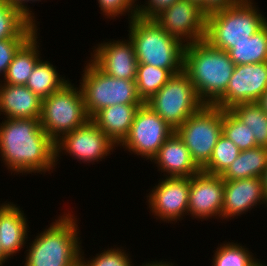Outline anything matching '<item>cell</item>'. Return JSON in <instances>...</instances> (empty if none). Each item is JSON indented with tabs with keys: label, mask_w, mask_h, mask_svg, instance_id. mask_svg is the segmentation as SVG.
Listing matches in <instances>:
<instances>
[{
	"label": "cell",
	"mask_w": 267,
	"mask_h": 266,
	"mask_svg": "<svg viewBox=\"0 0 267 266\" xmlns=\"http://www.w3.org/2000/svg\"><path fill=\"white\" fill-rule=\"evenodd\" d=\"M85 64L79 86L90 118L107 106L143 104L137 94L135 81L108 76L91 60H87Z\"/></svg>",
	"instance_id": "cell-6"
},
{
	"label": "cell",
	"mask_w": 267,
	"mask_h": 266,
	"mask_svg": "<svg viewBox=\"0 0 267 266\" xmlns=\"http://www.w3.org/2000/svg\"><path fill=\"white\" fill-rule=\"evenodd\" d=\"M138 266V265H137ZM140 266H175L174 265V263H172L171 261H164V260H162V261H157L156 259H155V261H149V262H144V263H142V265H140Z\"/></svg>",
	"instance_id": "cell-39"
},
{
	"label": "cell",
	"mask_w": 267,
	"mask_h": 266,
	"mask_svg": "<svg viewBox=\"0 0 267 266\" xmlns=\"http://www.w3.org/2000/svg\"><path fill=\"white\" fill-rule=\"evenodd\" d=\"M222 123L223 109L204 104L175 130L200 169L211 158L213 149L222 135Z\"/></svg>",
	"instance_id": "cell-9"
},
{
	"label": "cell",
	"mask_w": 267,
	"mask_h": 266,
	"mask_svg": "<svg viewBox=\"0 0 267 266\" xmlns=\"http://www.w3.org/2000/svg\"><path fill=\"white\" fill-rule=\"evenodd\" d=\"M174 132L155 111L143 103L135 115L129 134L119 147L151 161Z\"/></svg>",
	"instance_id": "cell-10"
},
{
	"label": "cell",
	"mask_w": 267,
	"mask_h": 266,
	"mask_svg": "<svg viewBox=\"0 0 267 266\" xmlns=\"http://www.w3.org/2000/svg\"><path fill=\"white\" fill-rule=\"evenodd\" d=\"M19 9L0 0V40L30 39L40 28Z\"/></svg>",
	"instance_id": "cell-24"
},
{
	"label": "cell",
	"mask_w": 267,
	"mask_h": 266,
	"mask_svg": "<svg viewBox=\"0 0 267 266\" xmlns=\"http://www.w3.org/2000/svg\"><path fill=\"white\" fill-rule=\"evenodd\" d=\"M146 1V0H145ZM143 4L137 2V16L146 19H153L162 10L170 7L178 0H147ZM139 4V5H138Z\"/></svg>",
	"instance_id": "cell-35"
},
{
	"label": "cell",
	"mask_w": 267,
	"mask_h": 266,
	"mask_svg": "<svg viewBox=\"0 0 267 266\" xmlns=\"http://www.w3.org/2000/svg\"><path fill=\"white\" fill-rule=\"evenodd\" d=\"M11 6L19 9L27 18H29L34 24L38 25L39 22L36 20L34 11L28 6V3H39L41 0H6ZM29 7V8H28Z\"/></svg>",
	"instance_id": "cell-36"
},
{
	"label": "cell",
	"mask_w": 267,
	"mask_h": 266,
	"mask_svg": "<svg viewBox=\"0 0 267 266\" xmlns=\"http://www.w3.org/2000/svg\"><path fill=\"white\" fill-rule=\"evenodd\" d=\"M253 255L249 248L242 246L240 242L225 241L218 244L211 264L212 266H251L258 259Z\"/></svg>",
	"instance_id": "cell-29"
},
{
	"label": "cell",
	"mask_w": 267,
	"mask_h": 266,
	"mask_svg": "<svg viewBox=\"0 0 267 266\" xmlns=\"http://www.w3.org/2000/svg\"><path fill=\"white\" fill-rule=\"evenodd\" d=\"M37 31L15 54L2 83L26 85L28 78L41 57L39 35ZM38 40V41H37Z\"/></svg>",
	"instance_id": "cell-22"
},
{
	"label": "cell",
	"mask_w": 267,
	"mask_h": 266,
	"mask_svg": "<svg viewBox=\"0 0 267 266\" xmlns=\"http://www.w3.org/2000/svg\"><path fill=\"white\" fill-rule=\"evenodd\" d=\"M240 152L241 150L231 140L221 135L213 149L209 162L201 170L221 176L239 156Z\"/></svg>",
	"instance_id": "cell-30"
},
{
	"label": "cell",
	"mask_w": 267,
	"mask_h": 266,
	"mask_svg": "<svg viewBox=\"0 0 267 266\" xmlns=\"http://www.w3.org/2000/svg\"><path fill=\"white\" fill-rule=\"evenodd\" d=\"M173 74L163 68H157L148 64H138L136 72V89L143 103L157 93Z\"/></svg>",
	"instance_id": "cell-28"
},
{
	"label": "cell",
	"mask_w": 267,
	"mask_h": 266,
	"mask_svg": "<svg viewBox=\"0 0 267 266\" xmlns=\"http://www.w3.org/2000/svg\"><path fill=\"white\" fill-rule=\"evenodd\" d=\"M208 12L191 0H178L153 19L184 46L205 38Z\"/></svg>",
	"instance_id": "cell-11"
},
{
	"label": "cell",
	"mask_w": 267,
	"mask_h": 266,
	"mask_svg": "<svg viewBox=\"0 0 267 266\" xmlns=\"http://www.w3.org/2000/svg\"><path fill=\"white\" fill-rule=\"evenodd\" d=\"M265 204L267 196L262 178H244L240 180L224 181V198L222 220H231L254 210L258 205Z\"/></svg>",
	"instance_id": "cell-17"
},
{
	"label": "cell",
	"mask_w": 267,
	"mask_h": 266,
	"mask_svg": "<svg viewBox=\"0 0 267 266\" xmlns=\"http://www.w3.org/2000/svg\"><path fill=\"white\" fill-rule=\"evenodd\" d=\"M101 14L106 19H117L128 15V21L137 16L138 0H97Z\"/></svg>",
	"instance_id": "cell-33"
},
{
	"label": "cell",
	"mask_w": 267,
	"mask_h": 266,
	"mask_svg": "<svg viewBox=\"0 0 267 266\" xmlns=\"http://www.w3.org/2000/svg\"><path fill=\"white\" fill-rule=\"evenodd\" d=\"M124 247L115 246L107 248L95 254V257L86 258L88 266H135L132 256H129Z\"/></svg>",
	"instance_id": "cell-32"
},
{
	"label": "cell",
	"mask_w": 267,
	"mask_h": 266,
	"mask_svg": "<svg viewBox=\"0 0 267 266\" xmlns=\"http://www.w3.org/2000/svg\"><path fill=\"white\" fill-rule=\"evenodd\" d=\"M189 191L190 178L161 176L146 196L150 213L160 222L173 224L184 220L188 215Z\"/></svg>",
	"instance_id": "cell-13"
},
{
	"label": "cell",
	"mask_w": 267,
	"mask_h": 266,
	"mask_svg": "<svg viewBox=\"0 0 267 266\" xmlns=\"http://www.w3.org/2000/svg\"><path fill=\"white\" fill-rule=\"evenodd\" d=\"M117 147L91 120L85 125L66 133L55 142L56 165L61 154H69L72 159L80 163L95 164L107 156Z\"/></svg>",
	"instance_id": "cell-12"
},
{
	"label": "cell",
	"mask_w": 267,
	"mask_h": 266,
	"mask_svg": "<svg viewBox=\"0 0 267 266\" xmlns=\"http://www.w3.org/2000/svg\"><path fill=\"white\" fill-rule=\"evenodd\" d=\"M42 99L25 85L0 83V116L8 119H40Z\"/></svg>",
	"instance_id": "cell-20"
},
{
	"label": "cell",
	"mask_w": 267,
	"mask_h": 266,
	"mask_svg": "<svg viewBox=\"0 0 267 266\" xmlns=\"http://www.w3.org/2000/svg\"><path fill=\"white\" fill-rule=\"evenodd\" d=\"M199 5H201L206 10V0H191Z\"/></svg>",
	"instance_id": "cell-43"
},
{
	"label": "cell",
	"mask_w": 267,
	"mask_h": 266,
	"mask_svg": "<svg viewBox=\"0 0 267 266\" xmlns=\"http://www.w3.org/2000/svg\"><path fill=\"white\" fill-rule=\"evenodd\" d=\"M152 162L156 164L158 171L164 173V177L190 178L201 170L176 132L164 142Z\"/></svg>",
	"instance_id": "cell-19"
},
{
	"label": "cell",
	"mask_w": 267,
	"mask_h": 266,
	"mask_svg": "<svg viewBox=\"0 0 267 266\" xmlns=\"http://www.w3.org/2000/svg\"><path fill=\"white\" fill-rule=\"evenodd\" d=\"M22 209L14 202L0 203V248L9 260L19 254L30 239L29 221Z\"/></svg>",
	"instance_id": "cell-18"
},
{
	"label": "cell",
	"mask_w": 267,
	"mask_h": 266,
	"mask_svg": "<svg viewBox=\"0 0 267 266\" xmlns=\"http://www.w3.org/2000/svg\"><path fill=\"white\" fill-rule=\"evenodd\" d=\"M249 126L239 121L229 110H223L222 135L231 140L241 151L257 147Z\"/></svg>",
	"instance_id": "cell-31"
},
{
	"label": "cell",
	"mask_w": 267,
	"mask_h": 266,
	"mask_svg": "<svg viewBox=\"0 0 267 266\" xmlns=\"http://www.w3.org/2000/svg\"><path fill=\"white\" fill-rule=\"evenodd\" d=\"M90 60L108 76L135 81L138 61L129 38L107 40L93 46Z\"/></svg>",
	"instance_id": "cell-16"
},
{
	"label": "cell",
	"mask_w": 267,
	"mask_h": 266,
	"mask_svg": "<svg viewBox=\"0 0 267 266\" xmlns=\"http://www.w3.org/2000/svg\"><path fill=\"white\" fill-rule=\"evenodd\" d=\"M259 259H257L251 266H267L264 263H261Z\"/></svg>",
	"instance_id": "cell-44"
},
{
	"label": "cell",
	"mask_w": 267,
	"mask_h": 266,
	"mask_svg": "<svg viewBox=\"0 0 267 266\" xmlns=\"http://www.w3.org/2000/svg\"><path fill=\"white\" fill-rule=\"evenodd\" d=\"M128 38L132 42L138 64L169 70H183L185 46L171 37L154 19L133 17L128 21Z\"/></svg>",
	"instance_id": "cell-4"
},
{
	"label": "cell",
	"mask_w": 267,
	"mask_h": 266,
	"mask_svg": "<svg viewBox=\"0 0 267 266\" xmlns=\"http://www.w3.org/2000/svg\"><path fill=\"white\" fill-rule=\"evenodd\" d=\"M3 119L0 123L1 163L13 175L51 174L56 166L55 142L41 127L40 119Z\"/></svg>",
	"instance_id": "cell-1"
},
{
	"label": "cell",
	"mask_w": 267,
	"mask_h": 266,
	"mask_svg": "<svg viewBox=\"0 0 267 266\" xmlns=\"http://www.w3.org/2000/svg\"><path fill=\"white\" fill-rule=\"evenodd\" d=\"M257 103L262 107V109L267 113V90L261 95Z\"/></svg>",
	"instance_id": "cell-40"
},
{
	"label": "cell",
	"mask_w": 267,
	"mask_h": 266,
	"mask_svg": "<svg viewBox=\"0 0 267 266\" xmlns=\"http://www.w3.org/2000/svg\"><path fill=\"white\" fill-rule=\"evenodd\" d=\"M229 111L243 124L248 125L256 146L267 148V113L257 102L240 103Z\"/></svg>",
	"instance_id": "cell-26"
},
{
	"label": "cell",
	"mask_w": 267,
	"mask_h": 266,
	"mask_svg": "<svg viewBox=\"0 0 267 266\" xmlns=\"http://www.w3.org/2000/svg\"><path fill=\"white\" fill-rule=\"evenodd\" d=\"M9 259L4 255V253L2 252L1 248H0V266H5L3 264L7 263Z\"/></svg>",
	"instance_id": "cell-42"
},
{
	"label": "cell",
	"mask_w": 267,
	"mask_h": 266,
	"mask_svg": "<svg viewBox=\"0 0 267 266\" xmlns=\"http://www.w3.org/2000/svg\"><path fill=\"white\" fill-rule=\"evenodd\" d=\"M267 90V61L236 65L226 92L213 104L229 110L240 103L257 102Z\"/></svg>",
	"instance_id": "cell-14"
},
{
	"label": "cell",
	"mask_w": 267,
	"mask_h": 266,
	"mask_svg": "<svg viewBox=\"0 0 267 266\" xmlns=\"http://www.w3.org/2000/svg\"><path fill=\"white\" fill-rule=\"evenodd\" d=\"M141 105L116 104L96 112L90 120L118 147L129 134Z\"/></svg>",
	"instance_id": "cell-21"
},
{
	"label": "cell",
	"mask_w": 267,
	"mask_h": 266,
	"mask_svg": "<svg viewBox=\"0 0 267 266\" xmlns=\"http://www.w3.org/2000/svg\"><path fill=\"white\" fill-rule=\"evenodd\" d=\"M84 251L81 249V255L78 256L73 262H71L68 266H88L86 261V257L84 256Z\"/></svg>",
	"instance_id": "cell-38"
},
{
	"label": "cell",
	"mask_w": 267,
	"mask_h": 266,
	"mask_svg": "<svg viewBox=\"0 0 267 266\" xmlns=\"http://www.w3.org/2000/svg\"><path fill=\"white\" fill-rule=\"evenodd\" d=\"M235 66L227 51L204 39L184 48L183 70L204 104L213 105L226 92Z\"/></svg>",
	"instance_id": "cell-2"
},
{
	"label": "cell",
	"mask_w": 267,
	"mask_h": 266,
	"mask_svg": "<svg viewBox=\"0 0 267 266\" xmlns=\"http://www.w3.org/2000/svg\"><path fill=\"white\" fill-rule=\"evenodd\" d=\"M242 1L243 0H206V11L211 12L216 9L230 7Z\"/></svg>",
	"instance_id": "cell-37"
},
{
	"label": "cell",
	"mask_w": 267,
	"mask_h": 266,
	"mask_svg": "<svg viewBox=\"0 0 267 266\" xmlns=\"http://www.w3.org/2000/svg\"><path fill=\"white\" fill-rule=\"evenodd\" d=\"M223 198V178L200 170L190 177L188 216L198 221L208 220L212 216L222 220Z\"/></svg>",
	"instance_id": "cell-15"
},
{
	"label": "cell",
	"mask_w": 267,
	"mask_h": 266,
	"mask_svg": "<svg viewBox=\"0 0 267 266\" xmlns=\"http://www.w3.org/2000/svg\"><path fill=\"white\" fill-rule=\"evenodd\" d=\"M261 178H262V181H263V184H264V190H265L266 196H267V167L264 170L263 176Z\"/></svg>",
	"instance_id": "cell-41"
},
{
	"label": "cell",
	"mask_w": 267,
	"mask_h": 266,
	"mask_svg": "<svg viewBox=\"0 0 267 266\" xmlns=\"http://www.w3.org/2000/svg\"><path fill=\"white\" fill-rule=\"evenodd\" d=\"M256 4L254 0H243L208 12L204 40L212 47L227 52L234 44L246 41L267 23V17Z\"/></svg>",
	"instance_id": "cell-5"
},
{
	"label": "cell",
	"mask_w": 267,
	"mask_h": 266,
	"mask_svg": "<svg viewBox=\"0 0 267 266\" xmlns=\"http://www.w3.org/2000/svg\"><path fill=\"white\" fill-rule=\"evenodd\" d=\"M267 167V148L255 147L242 150L228 169L221 175L224 181L244 178H261Z\"/></svg>",
	"instance_id": "cell-23"
},
{
	"label": "cell",
	"mask_w": 267,
	"mask_h": 266,
	"mask_svg": "<svg viewBox=\"0 0 267 266\" xmlns=\"http://www.w3.org/2000/svg\"><path fill=\"white\" fill-rule=\"evenodd\" d=\"M228 53L235 65L266 62L267 23L246 41L234 44Z\"/></svg>",
	"instance_id": "cell-27"
},
{
	"label": "cell",
	"mask_w": 267,
	"mask_h": 266,
	"mask_svg": "<svg viewBox=\"0 0 267 266\" xmlns=\"http://www.w3.org/2000/svg\"><path fill=\"white\" fill-rule=\"evenodd\" d=\"M71 213L64 211L35 239L27 241L23 266H68L81 255L79 221Z\"/></svg>",
	"instance_id": "cell-3"
},
{
	"label": "cell",
	"mask_w": 267,
	"mask_h": 266,
	"mask_svg": "<svg viewBox=\"0 0 267 266\" xmlns=\"http://www.w3.org/2000/svg\"><path fill=\"white\" fill-rule=\"evenodd\" d=\"M89 120L81 88L71 81L42 99L40 124L54 142Z\"/></svg>",
	"instance_id": "cell-7"
},
{
	"label": "cell",
	"mask_w": 267,
	"mask_h": 266,
	"mask_svg": "<svg viewBox=\"0 0 267 266\" xmlns=\"http://www.w3.org/2000/svg\"><path fill=\"white\" fill-rule=\"evenodd\" d=\"M29 39H1L0 40V83L2 82L8 66L11 64L17 51Z\"/></svg>",
	"instance_id": "cell-34"
},
{
	"label": "cell",
	"mask_w": 267,
	"mask_h": 266,
	"mask_svg": "<svg viewBox=\"0 0 267 266\" xmlns=\"http://www.w3.org/2000/svg\"><path fill=\"white\" fill-rule=\"evenodd\" d=\"M52 64L40 58L25 85L41 99L50 96L69 81L66 76L60 75L57 67Z\"/></svg>",
	"instance_id": "cell-25"
},
{
	"label": "cell",
	"mask_w": 267,
	"mask_h": 266,
	"mask_svg": "<svg viewBox=\"0 0 267 266\" xmlns=\"http://www.w3.org/2000/svg\"><path fill=\"white\" fill-rule=\"evenodd\" d=\"M145 104L173 130L181 126L188 117L204 105L184 70L173 74L168 82Z\"/></svg>",
	"instance_id": "cell-8"
}]
</instances>
